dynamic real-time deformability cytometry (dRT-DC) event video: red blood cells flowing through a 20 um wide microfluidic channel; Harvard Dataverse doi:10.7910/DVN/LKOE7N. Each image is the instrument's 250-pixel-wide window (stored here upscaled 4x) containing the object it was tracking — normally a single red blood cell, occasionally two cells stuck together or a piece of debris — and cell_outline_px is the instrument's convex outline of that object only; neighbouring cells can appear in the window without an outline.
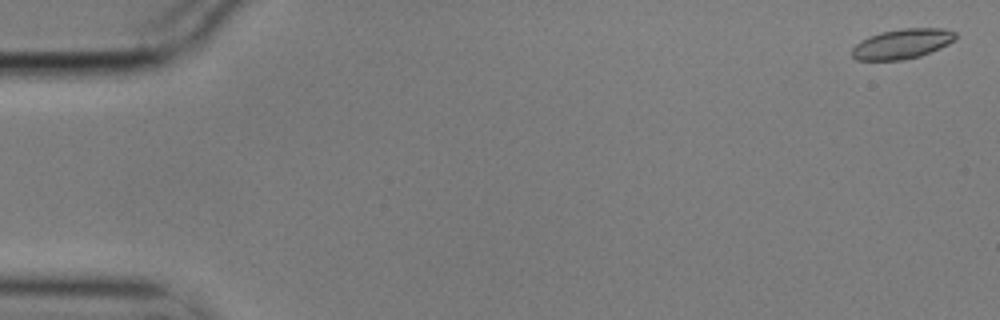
{"species": "common noctule bat (a hibernating species)", "species_latin": "Nyctalus noctula", "temperature_condition": "cold", "stored_images_in_passage": 10, "camera_frame_rate_fps": 3000, "um_per_image_px": 0.085, "animal": {"sex": "male", "body_mass_g": 17.9}, "frame": {"image": 1, "passage_image": 1, "time_ms": 0.0, "image_size_px": [1000, 320], "cell_outline_px": [[956, 40], [940, 48], [920, 56], [904, 60], [856, 60], [852, 56], [852, 48], [860, 40], [868, 36], [880, 32], [900, 28], [944, 28], [956, 32]], "centroid_in_image_um": [76.68, 3.72], "position_along_channel_um": 8.3, "area_um2": 18.26}}